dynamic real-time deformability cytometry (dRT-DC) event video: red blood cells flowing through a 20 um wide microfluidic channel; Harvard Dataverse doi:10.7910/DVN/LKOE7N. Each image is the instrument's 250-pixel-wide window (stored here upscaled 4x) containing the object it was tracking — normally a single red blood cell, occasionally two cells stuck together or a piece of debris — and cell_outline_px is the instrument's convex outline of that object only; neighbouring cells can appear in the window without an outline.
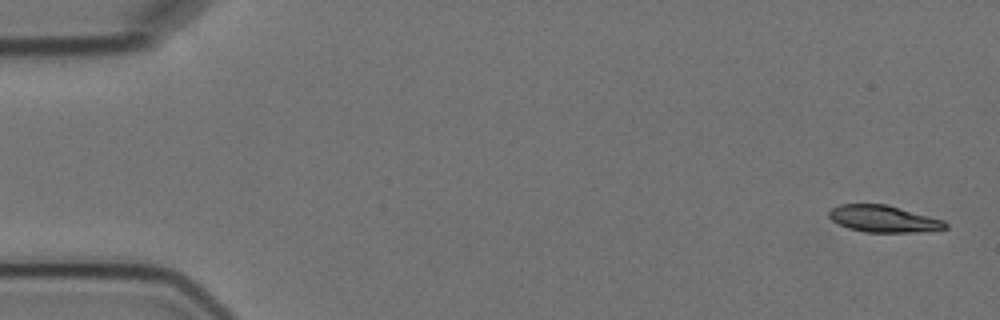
{"species": "Egyptian fruit bat (a non-hibernating species)", "species_latin": "Rousettus aegyptiacus", "temperature_condition": "cold", "stored_images_in_passage": 4, "camera_frame_rate_fps": 3000, "um_per_image_px": 0.085, "animal": {"sex": "female"}, "frame": {"image": 1, "passage_image": 1, "time_ms": 0.0, "image_size_px": [1000, 320], "cell_outline_px": [[948, 228], [916, 232], [864, 232], [848, 228], [832, 220], [828, 216], [828, 212], [832, 208], [840, 204], [884, 204], [944, 220], [948, 224]], "centroid_in_image_um": [75.08, 18.6], "position_along_channel_um": 9.9, "area_um2": 17.98}}
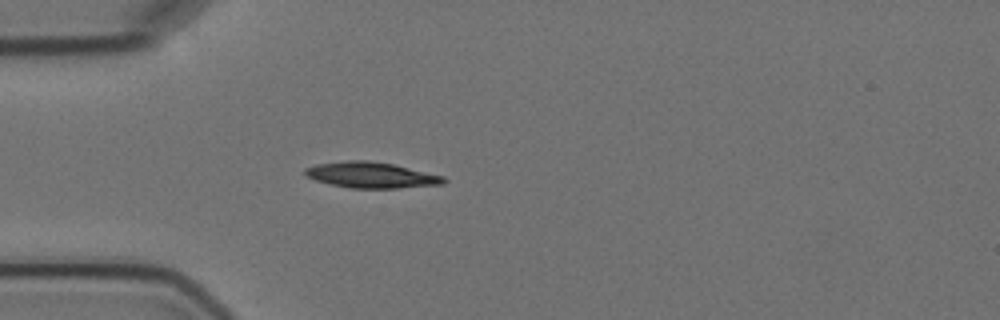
{"frame": {"image": 2, "passage_image": 4, "time_ms": 4.667, "image_size_px": [1000, 320], "cell_outline_px": [[448, 180], [444, 184], [400, 188], [352, 188], [332, 184], [316, 180], [308, 176], [304, 172], [304, 168], [316, 164], [348, 160], [368, 160], [392, 164], [444, 176]], "centroid_in_image_um": [31.58, 14.88], "position_along_channel_um": 53.4, "area_um2": 20.75}}